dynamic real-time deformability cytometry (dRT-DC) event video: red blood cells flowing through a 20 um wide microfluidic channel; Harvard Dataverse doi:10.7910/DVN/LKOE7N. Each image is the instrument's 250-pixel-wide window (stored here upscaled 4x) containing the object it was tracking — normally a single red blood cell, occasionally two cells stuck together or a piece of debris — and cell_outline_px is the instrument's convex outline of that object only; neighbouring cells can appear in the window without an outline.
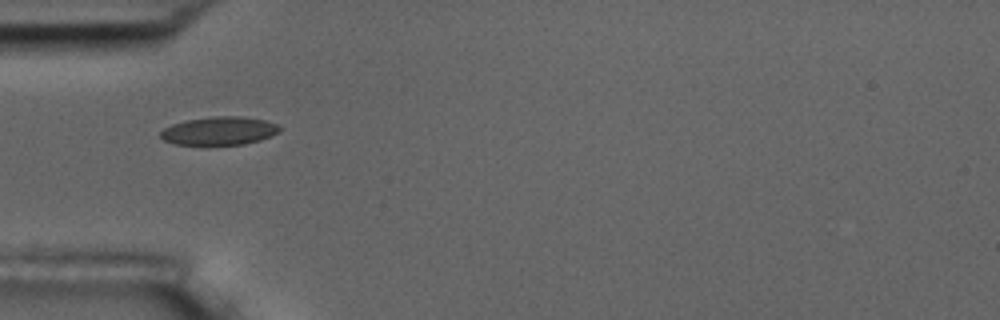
{"species": "common noctule bat (a hibernating species)", "species_latin": "Nyctalus noctula", "temperature_condition": "room temperature", "stored_images_in_passage": 48, "camera_frame_rate_fps": 3000, "um_per_image_px": 0.085, "animal": {"sex": "male", "body_mass_g": 17.5, "forearm_length_mm": 52.3}, "frame": {"image": 1, "passage_image": 10, "time_ms": 3.0, "image_size_px": [1000, 320], "cell_outline_px": [[280, 132], [272, 136], [260, 140], [244, 144], [208, 148], [176, 144], [164, 140], [160, 136], [160, 132], [164, 128], [172, 124], [188, 120], [212, 116], [240, 116], [264, 120], [276, 124], [280, 128]], "centroid_in_image_um": [18.61, 11.17], "position_along_channel_um": 66.4, "area_um2": 20.4}}
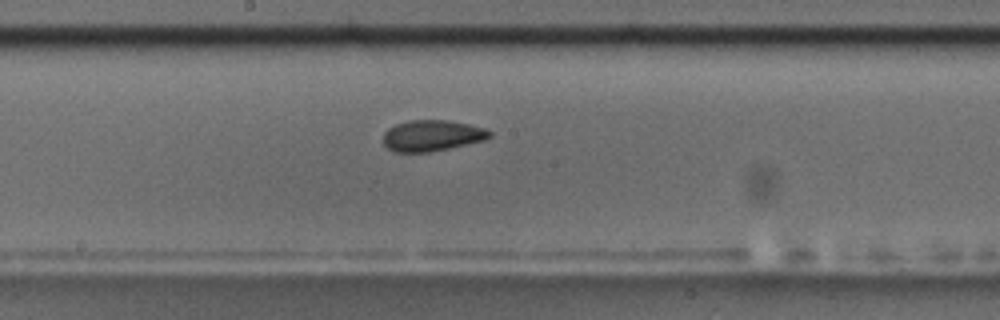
{"frame": {"image": 2, "passage_image": 22, "time_ms": 7.0, "image_size_px": [1000, 320], "cell_outline_px": [[492, 136], [484, 140], [448, 148], [428, 152], [396, 152], [388, 148], [384, 144], [384, 132], [388, 128], [396, 124], [408, 120], [448, 120], [468, 124], [484, 128], [492, 132]], "centroid_in_image_um": [36.71, 11.52], "position_along_channel_um": 211.5, "area_um2": 19.13}}
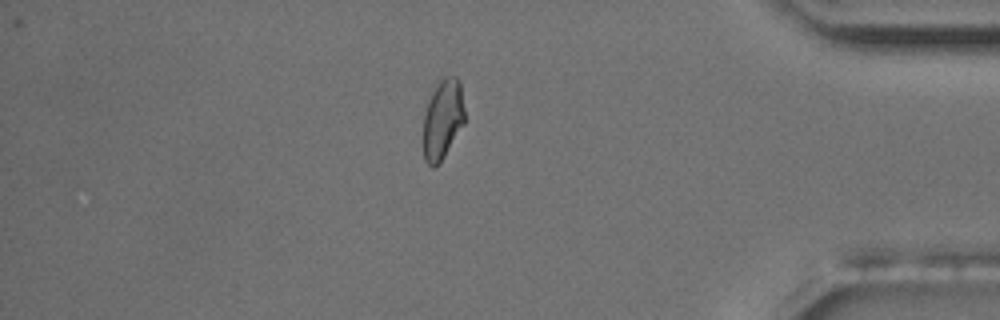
{"frame": {"image": 3, "passage_image": 40, "time_ms": 13.0, "image_size_px": [1000, 320], "cell_outline_px": [[464, 124], [440, 164], [436, 168], [432, 168], [424, 160], [424, 112], [428, 100], [436, 80], [440, 76], [456, 76], [460, 80], [464, 108]], "centroid_in_image_um": [37.63, 10.11], "position_along_channel_um": 397.6, "area_um2": 19.83}, "authors_computed_cell_mechanics": {"area_um2": 19.5364, "velocity_mm_per_s": 3.645, "shape_relaxation_time_tau1_ms": 4.111, "shape_relaxation_time_tau2_ms": 2.3017, "deformation_change_tau1": 0.101, "deformation_change_tau2": 0.0655}}